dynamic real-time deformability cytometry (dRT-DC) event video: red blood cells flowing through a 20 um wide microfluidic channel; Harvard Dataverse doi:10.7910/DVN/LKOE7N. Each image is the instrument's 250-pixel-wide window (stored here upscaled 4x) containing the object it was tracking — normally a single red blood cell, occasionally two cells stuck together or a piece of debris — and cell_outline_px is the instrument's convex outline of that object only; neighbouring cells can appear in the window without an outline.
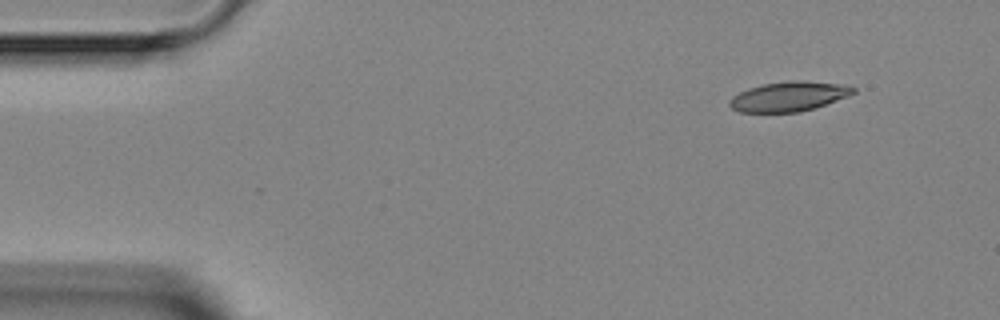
{"species": "Egyptian fruit bat (a non-hibernating species)", "species_latin": "Rousettus aegyptiacus", "temperature_condition": "room temperature", "stored_images_in_passage": 2, "camera_frame_rate_fps": 3000, "um_per_image_px": 0.085, "animal": {"sex": "female"}, "frame": {"image": 1, "passage_image": 2, "time_ms": 2.0, "image_size_px": [1000, 320], "cell_outline_px": [[856, 92], [848, 96], [816, 108], [800, 112], [740, 112], [732, 108], [728, 104], [728, 100], [732, 96], [748, 88], [760, 84], [792, 80], [796, 80], [844, 84], [856, 88]], "centroid_in_image_um": [67.05, 8.2], "position_along_channel_um": 18.0, "area_um2": 21.62}}